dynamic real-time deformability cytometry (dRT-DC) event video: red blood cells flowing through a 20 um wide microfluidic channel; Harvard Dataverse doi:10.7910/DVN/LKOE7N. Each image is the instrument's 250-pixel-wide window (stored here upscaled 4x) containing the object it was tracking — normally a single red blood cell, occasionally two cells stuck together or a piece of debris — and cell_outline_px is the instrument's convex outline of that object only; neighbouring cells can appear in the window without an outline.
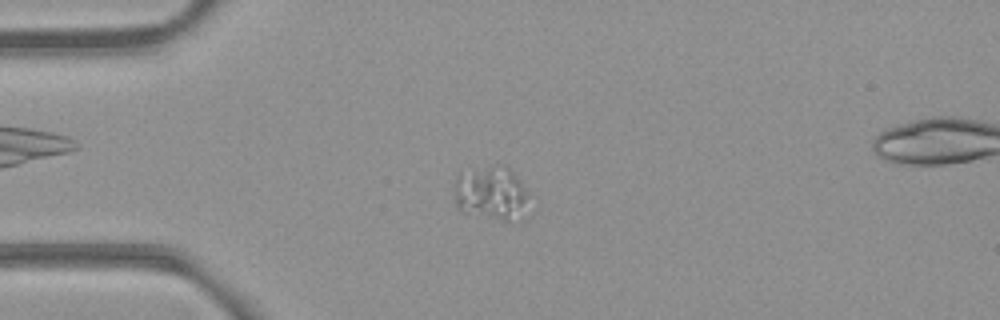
{"species": "common noctule bat (a hibernating species)", "species_latin": "Nyctalus noctula", "temperature_condition": "room temperature", "stored_images_in_passage": 45, "camera_frame_rate_fps": 3000, "um_per_image_px": 0.085, "animal": {"sex": "female", "body_mass_g": 21.9}, "frame": {"image": 1, "passage_image": 5, "time_ms": 1.333, "image_size_px": [1000, 320], "cell_outline_px": [[528, 220], [520, 224], [460, 212], [456, 208], [456, 180], [496, 164], [500, 164], [508, 168], [528, 192]], "centroid_in_image_um": [41.92, 16.59], "position_along_channel_um": 43.1, "area_um2": 23.35}}
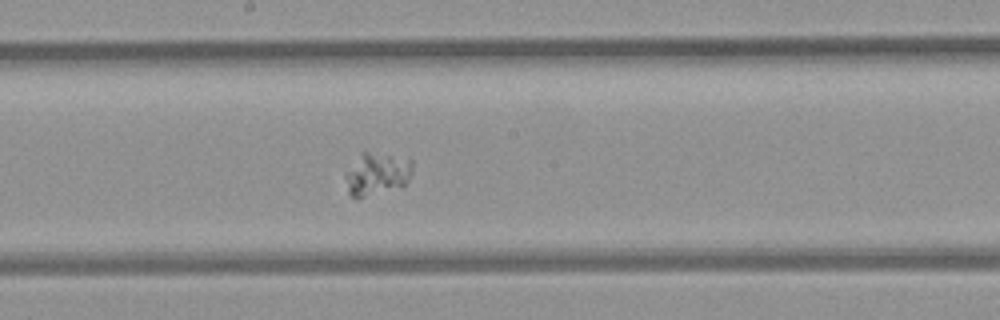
{"frame": {"image": 2, "passage_image": 20, "time_ms": 6.333, "image_size_px": [1000, 320], "cell_outline_px": [[412, 172], [408, 180], [400, 188], [364, 196], [352, 196], [348, 192], [344, 176], [364, 152], [412, 160]], "centroid_in_image_um": [32.07, 14.83], "position_along_channel_um": 216.1, "area_um2": 15.78}}
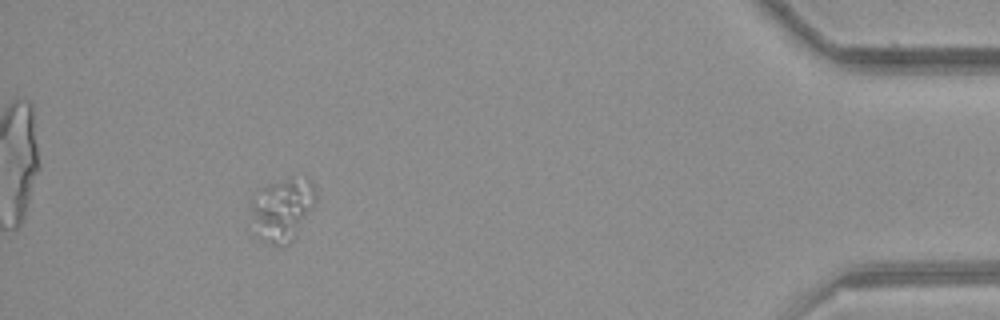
{"frame": {"image": 3, "passage_image": 40, "time_ms": 13.0, "image_size_px": [1000, 320], "cell_outline_px": [[316, 200], [292, 240], [288, 244], [272, 244], [256, 216], [252, 208], [252, 200], [268, 184], [308, 176], [312, 180], [316, 192]], "centroid_in_image_um": [24.17, 17.67], "position_along_channel_um": 411.0, "area_um2": 21.33}}